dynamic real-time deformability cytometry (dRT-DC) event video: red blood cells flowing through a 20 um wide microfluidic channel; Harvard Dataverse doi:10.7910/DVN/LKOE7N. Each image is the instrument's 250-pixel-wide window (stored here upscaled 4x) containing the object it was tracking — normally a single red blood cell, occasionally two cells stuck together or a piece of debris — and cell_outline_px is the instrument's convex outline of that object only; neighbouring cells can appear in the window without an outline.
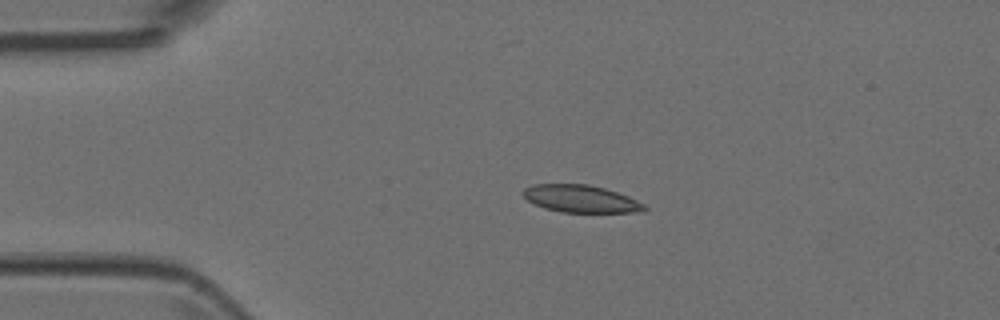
{"species": "Egyptian fruit bat (a non-hibernating species)", "species_latin": "Rousettus aegyptiacus", "temperature_condition": "room temperature", "stored_images_in_passage": 4, "camera_frame_rate_fps": 3000, "um_per_image_px": 0.085, "animal": {"sex": "female"}, "frame": {"image": 1, "passage_image": 3, "time_ms": 0.667, "image_size_px": [1000, 320], "cell_outline_px": [[648, 208], [644, 212], [560, 212], [544, 208], [528, 200], [520, 192], [524, 188], [532, 184], [588, 184], [604, 188], [628, 196], [644, 204]], "centroid_in_image_um": [49.36, 16.89], "position_along_channel_um": 35.6, "area_um2": 19.36}}